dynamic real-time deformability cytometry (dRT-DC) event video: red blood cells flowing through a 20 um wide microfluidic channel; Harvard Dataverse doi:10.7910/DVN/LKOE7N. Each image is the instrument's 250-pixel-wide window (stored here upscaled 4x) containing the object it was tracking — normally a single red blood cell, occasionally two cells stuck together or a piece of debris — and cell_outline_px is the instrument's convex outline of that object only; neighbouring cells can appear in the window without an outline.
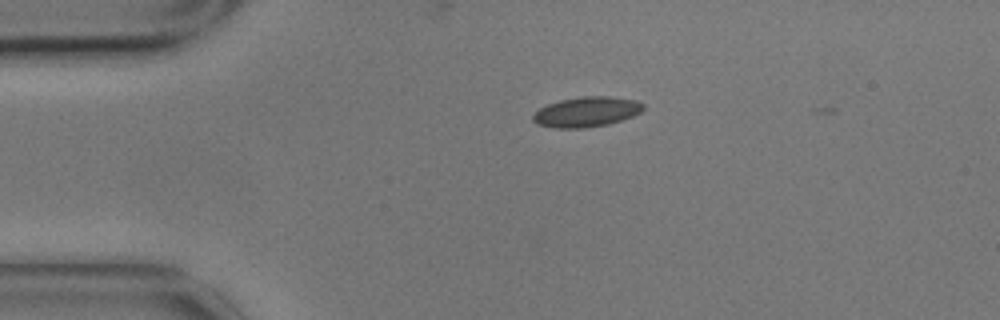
{"species": "common noctule bat (a hibernating species)", "species_latin": "Nyctalus noctula", "temperature_condition": "cold", "stored_images_in_passage": 2, "camera_frame_rate_fps": 3000, "um_per_image_px": 0.085, "animal": {"sex": "male", "body_mass_g": 17.9}, "frame": {"image": 1, "passage_image": 1, "time_ms": 0.0, "image_size_px": [1000, 320], "cell_outline_px": [[644, 108], [640, 112], [632, 116], [608, 124], [584, 128], [556, 128], [536, 124], [532, 120], [532, 116], [540, 108], [548, 104], [560, 100], [584, 96], [608, 96], [636, 100], [644, 104]], "centroid_in_image_um": [49.84, 9.51], "position_along_channel_um": 35.2, "area_um2": 19.25}}